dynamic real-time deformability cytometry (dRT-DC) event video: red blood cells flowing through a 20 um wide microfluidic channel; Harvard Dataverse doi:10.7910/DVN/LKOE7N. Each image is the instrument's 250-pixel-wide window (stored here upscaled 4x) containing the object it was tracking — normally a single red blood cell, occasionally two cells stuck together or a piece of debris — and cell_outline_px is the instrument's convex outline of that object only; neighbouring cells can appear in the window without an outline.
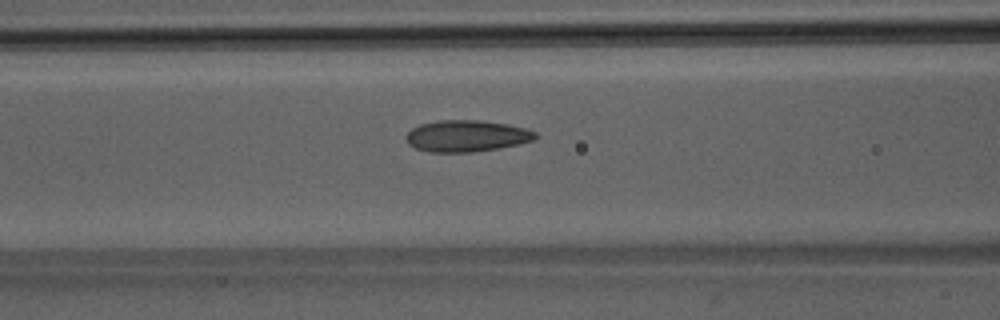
{"species": "Egyptian fruit bat (a non-hibernating species)", "species_latin": "Rousettus aegyptiacus", "temperature_condition": "room temperature", "stored_images_in_passage": 51, "camera_frame_rate_fps": 3000, "um_per_image_px": 0.085, "animal": {"sex": "male"}, "frame": {"image": 1, "passage_image": 21, "time_ms": 6.667, "image_size_px": [1000, 320], "cell_outline_px": [[536, 140], [520, 144], [500, 148], [472, 152], [428, 152], [416, 148], [408, 144], [404, 136], [412, 128], [420, 124], [440, 120], [480, 120], [504, 124], [524, 128], [536, 132]], "centroid_in_image_um": [39.64, 11.56], "position_along_channel_um": 127.0, "area_um2": 23.81}}
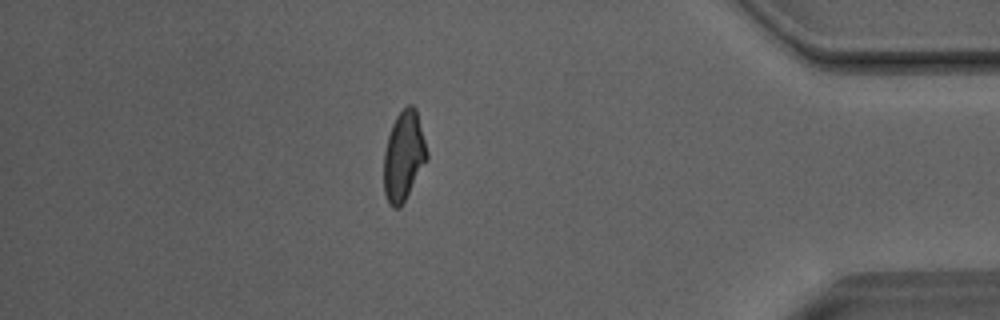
{"frame": {"image": 2, "passage_image": 44, "time_ms": 14.333, "image_size_px": [1000, 320], "cell_outline_px": [[428, 160], [400, 208], [392, 208], [388, 204], [384, 192], [384, 152], [388, 136], [392, 124], [396, 116], [408, 104], [412, 104], [416, 108], [428, 152]], "centroid_in_image_um": [34.32, 13.27], "position_along_channel_um": 400.9, "area_um2": 22.66}}
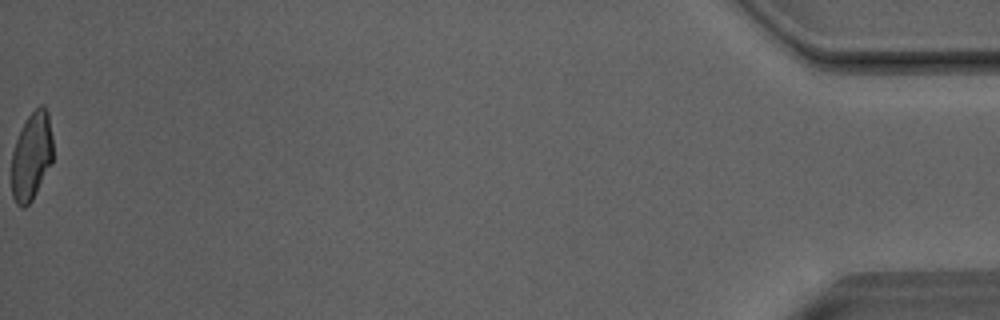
{"frame": {"image": 3, "passage_image": 51, "time_ms": 16.667, "image_size_px": [1000, 320], "cell_outline_px": [[52, 164], [32, 200], [24, 208], [20, 208], [16, 204], [12, 196], [12, 152], [20, 128], [28, 116], [40, 104], [44, 104], [48, 112], [52, 136]], "centroid_in_image_um": [2.68, 13.28], "position_along_channel_um": 432.5, "area_um2": 21.44}, "authors_computed_cell_mechanics": {"area_um2": 23.1778, "velocity_mm_per_s": 4.0749, "shape_relaxation_time_tau1_ms": 9.7462, "shape_relaxation_time_tau2_ms": 1.2998, "deformation_change_tau1": 0.2262, "deformation_change_tau2": 0.0793}}